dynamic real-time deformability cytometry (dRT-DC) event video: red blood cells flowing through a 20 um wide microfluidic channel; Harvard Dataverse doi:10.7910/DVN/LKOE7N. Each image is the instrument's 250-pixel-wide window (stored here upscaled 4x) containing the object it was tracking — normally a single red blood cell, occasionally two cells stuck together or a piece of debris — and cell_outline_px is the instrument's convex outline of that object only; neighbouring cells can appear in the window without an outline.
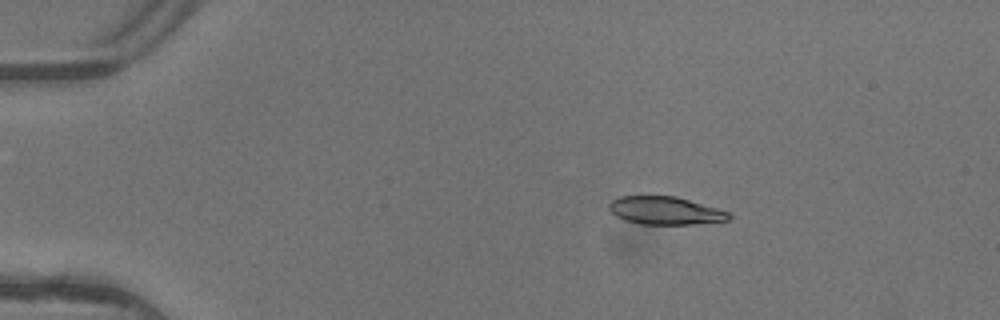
{"species": "common noctule bat (a hibernating species)", "species_latin": "Nyctalus noctula", "temperature_condition": "warm", "stored_images_in_passage": 7, "camera_frame_rate_fps": 3000, "um_per_image_px": 0.085, "animal": {"sex": "female"}, "frame": {"image": 1, "passage_image": 3, "time_ms": 0.667, "image_size_px": [1000, 320], "cell_outline_px": [[732, 216], [728, 220], [692, 224], [640, 224], [624, 220], [616, 216], [608, 208], [608, 204], [612, 200], [620, 196], [676, 196], [716, 208], [728, 212]], "centroid_in_image_um": [56.5, 17.9], "position_along_channel_um": 28.5, "area_um2": 19.36}}
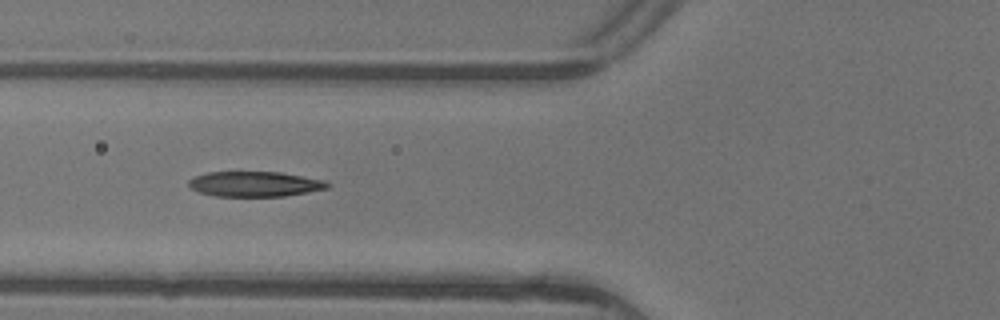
{"frame": {"image": 2, "passage_image": 6, "time_ms": 1.667, "image_size_px": [1000, 320], "cell_outline_px": [[332, 184], [328, 188], [308, 192], [284, 196], [216, 196], [200, 192], [192, 188], [188, 184], [188, 180], [196, 176], [208, 172], [280, 172], [324, 180]], "centroid_in_image_um": [21.69, 15.64], "position_along_channel_um": 104.1, "area_um2": 20.23}}
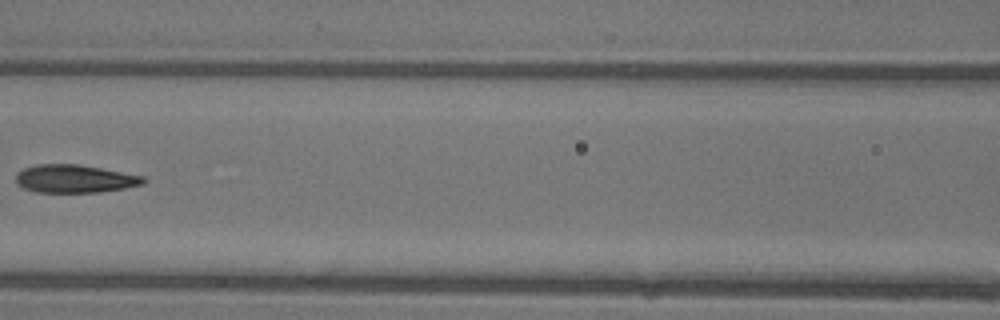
{"frame": {"image": 3, "passage_image": 7, "time_ms": 2.0, "image_size_px": [1000, 320], "cell_outline_px": [[148, 180], [144, 184], [124, 188], [100, 192], [36, 192], [24, 188], [16, 184], [16, 172], [24, 168], [36, 164], [80, 164], [144, 176]], "centroid_in_image_um": [6.35, 15.19], "position_along_channel_um": 160.3, "area_um2": 20.98}}